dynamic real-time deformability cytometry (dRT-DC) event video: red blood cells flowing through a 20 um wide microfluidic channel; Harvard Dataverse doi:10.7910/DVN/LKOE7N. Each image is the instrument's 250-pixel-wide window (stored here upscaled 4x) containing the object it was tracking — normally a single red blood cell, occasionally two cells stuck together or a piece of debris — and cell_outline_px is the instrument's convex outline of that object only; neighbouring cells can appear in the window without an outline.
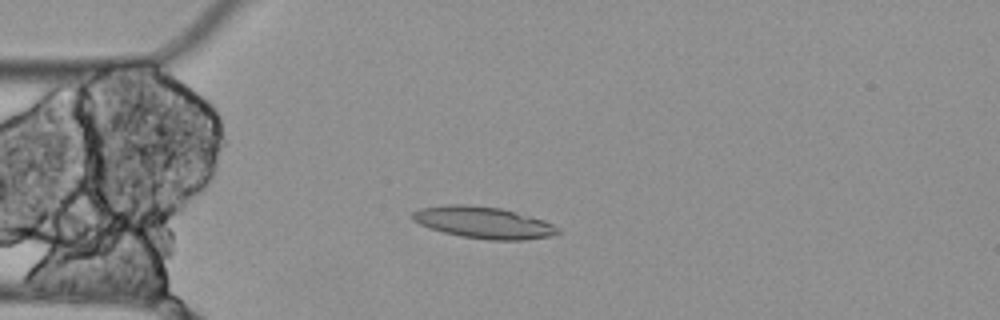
{"species": "Egyptian fruit bat (a non-hibernating species)", "species_latin": "Rousettus aegyptiacus", "temperature_condition": "cold", "stored_images_in_passage": 9, "camera_frame_rate_fps": 3000, "um_per_image_px": 0.085, "animal": {"sex": "female"}, "frame": {"image": 1, "passage_image": 2, "time_ms": 0.333, "image_size_px": [1000, 320], "cell_outline_px": [[560, 232], [552, 236], [524, 240], [488, 240], [460, 236], [444, 232], [420, 224], [412, 220], [412, 212], [420, 208], [444, 204], [468, 204], [500, 208], [516, 212], [544, 220], [560, 228]], "centroid_in_image_um": [41.1, 18.91], "position_along_channel_um": 43.9, "area_um2": 26.93}}
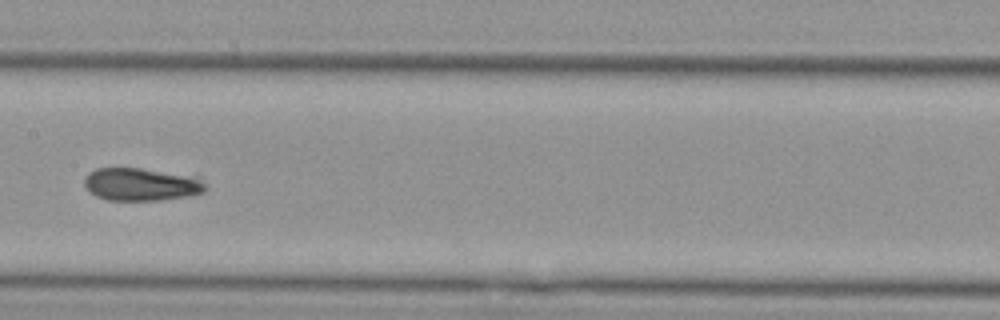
{"frame": {"image": 2, "passage_image": 6, "time_ms": 1.667, "image_size_px": [1000, 320], "cell_outline_px": [[204, 192], [192, 196], [160, 200], [108, 200], [96, 196], [84, 184], [84, 180], [88, 172], [96, 168], [140, 168], [200, 176], [204, 184]], "centroid_in_image_um": [12.05, 15.66], "position_along_channel_um": 195.4, "area_um2": 23.29}}
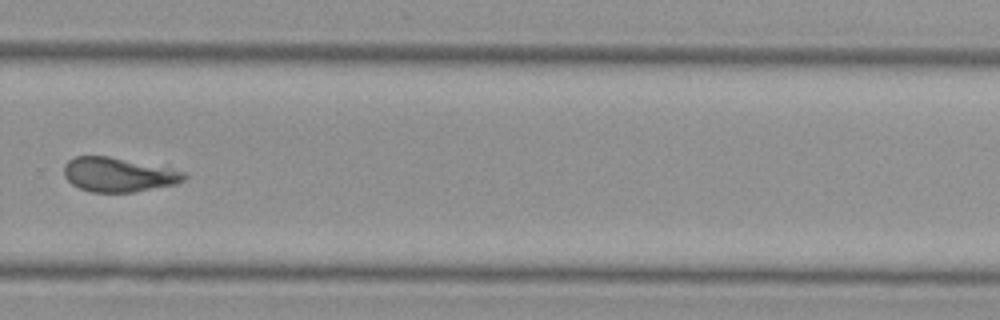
{"frame": {"image": 3, "passage_image": 9, "time_ms": 2.667, "image_size_px": [1000, 320], "cell_outline_px": [[188, 176], [184, 180], [176, 184], [132, 192], [92, 192], [80, 188], [72, 184], [64, 176], [64, 164], [68, 160], [76, 156], [108, 156], [188, 172]], "centroid_in_image_um": [10.06, 14.85], "position_along_channel_um": 319.7, "area_um2": 23.87}}